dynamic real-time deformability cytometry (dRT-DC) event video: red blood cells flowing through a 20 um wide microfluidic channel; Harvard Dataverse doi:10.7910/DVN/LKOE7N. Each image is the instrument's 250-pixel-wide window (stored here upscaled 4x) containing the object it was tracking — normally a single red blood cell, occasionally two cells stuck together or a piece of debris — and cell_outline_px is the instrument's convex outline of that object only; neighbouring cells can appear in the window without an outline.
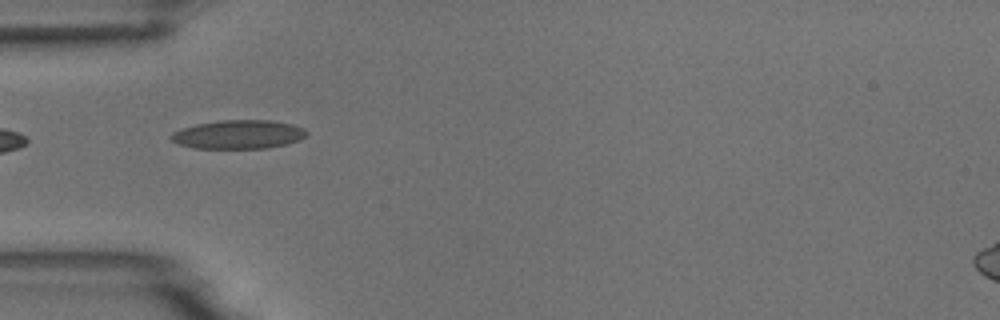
{"species": "common noctule bat (a hibernating species)", "species_latin": "Nyctalus noctula", "temperature_condition": "room temperature", "stored_images_in_passage": 7, "camera_frame_rate_fps": 3000, "um_per_image_px": 0.085, "animal": {"sex": "male", "body_mass_g": 18.8}, "frame": {"image": 1, "passage_image": 4, "time_ms": 3.333, "image_size_px": [1000, 320], "cell_outline_px": [[308, 132], [300, 140], [268, 148], [196, 148], [180, 144], [172, 140], [168, 136], [172, 132], [196, 124], [220, 120], [272, 120], [292, 124], [304, 128]], "centroid_in_image_um": [20.28, 11.42], "position_along_channel_um": 64.7, "area_um2": 22.6}}